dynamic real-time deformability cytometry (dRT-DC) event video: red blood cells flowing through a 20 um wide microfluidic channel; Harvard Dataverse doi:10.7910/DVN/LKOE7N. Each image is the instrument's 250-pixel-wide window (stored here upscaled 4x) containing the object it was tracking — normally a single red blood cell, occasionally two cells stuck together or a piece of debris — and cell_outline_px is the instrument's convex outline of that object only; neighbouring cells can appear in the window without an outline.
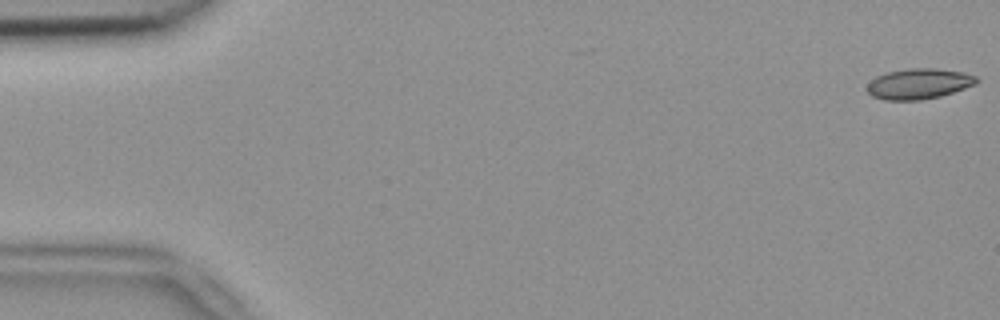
{"species": "common noctule bat (a hibernating species)", "species_latin": "Nyctalus noctula", "temperature_condition": "room temperature", "stored_images_in_passage": 51, "camera_frame_rate_fps": 3000, "um_per_image_px": 0.085, "animal": {"sex": "female", "body_mass_g": 18.4}, "frame": {"image": 1, "passage_image": 1, "time_ms": 0.0, "image_size_px": [1000, 320], "cell_outline_px": [[980, 80], [976, 84], [940, 96], [920, 100], [884, 100], [872, 96], [868, 92], [868, 84], [876, 76], [888, 72], [908, 68], [936, 68], [964, 72], [976, 76]], "centroid_in_image_um": [78.12, 7.11], "position_along_channel_um": 6.9, "area_um2": 19.42}}
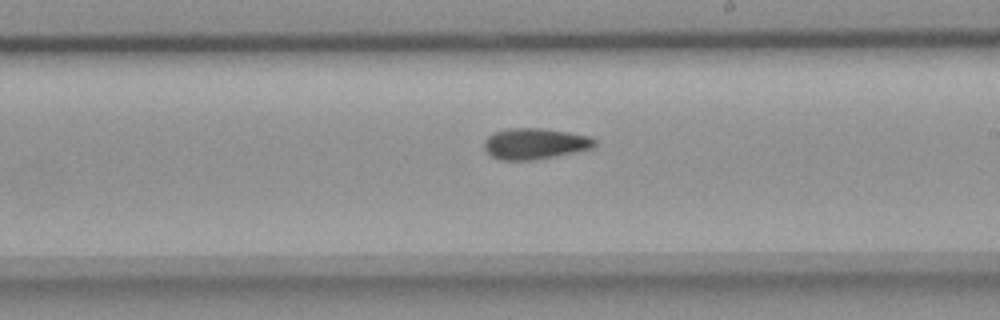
{"frame": {"image": 2, "passage_image": 31, "time_ms": 10.0, "image_size_px": [1000, 320], "cell_outline_px": [[596, 144], [592, 148], [532, 160], [500, 160], [492, 156], [484, 148], [484, 140], [492, 132], [508, 128], [540, 128], [568, 132], [592, 136], [596, 140]], "centroid_in_image_um": [45.44, 12.19], "position_along_channel_um": 243.6, "area_um2": 19.88}}
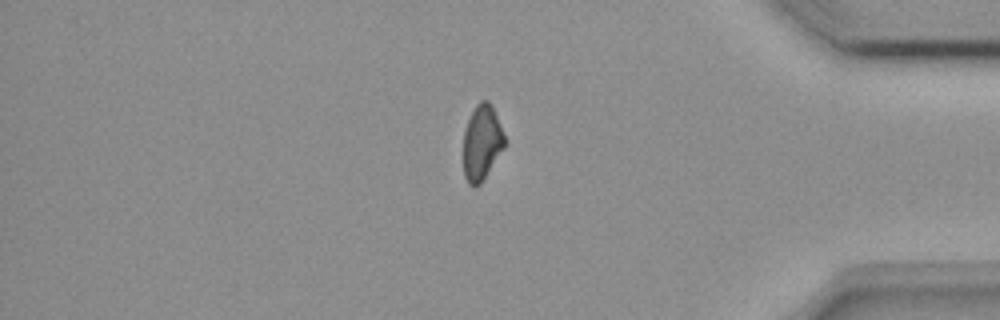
{"frame": {"image": 3, "passage_image": 45, "time_ms": 14.667, "image_size_px": [1000, 320], "cell_outline_px": [[508, 140], [504, 148], [480, 184], [476, 188], [468, 184], [464, 176], [464, 132], [468, 120], [476, 104], [480, 100], [488, 100], [492, 104]], "centroid_in_image_um": [40.99, 12.1], "position_along_channel_um": 394.2, "area_um2": 18.38}}